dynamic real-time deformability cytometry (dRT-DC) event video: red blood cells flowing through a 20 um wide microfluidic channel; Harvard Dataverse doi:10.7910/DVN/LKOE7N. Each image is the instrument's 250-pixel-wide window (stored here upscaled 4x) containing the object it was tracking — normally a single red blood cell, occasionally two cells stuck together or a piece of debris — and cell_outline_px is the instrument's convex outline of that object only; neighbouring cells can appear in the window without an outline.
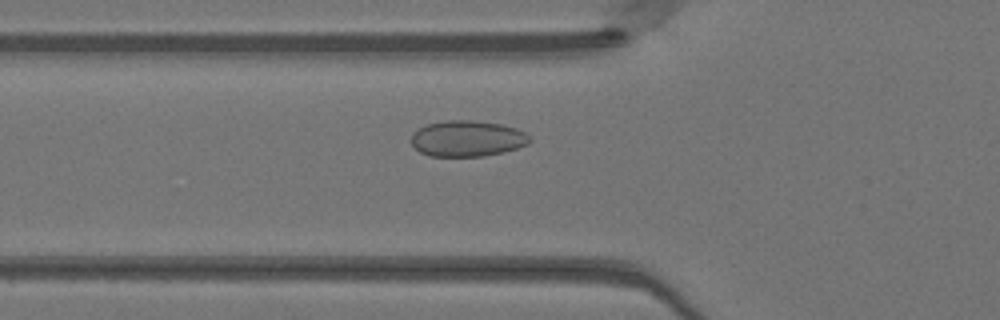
{"species": "Egyptian fruit bat (a non-hibernating species)", "species_latin": "Rousettus aegyptiacus", "temperature_condition": "warm", "stored_images_in_passage": 30, "camera_frame_rate_fps": 3000, "um_per_image_px": 0.085, "animal": {"sex": "female"}, "frame": {"image": 1, "passage_image": 5, "time_ms": 1.333, "image_size_px": [1000, 320], "cell_outline_px": [[532, 140], [528, 144], [516, 148], [484, 156], [428, 156], [420, 152], [412, 144], [412, 132], [428, 124], [448, 120], [472, 120], [500, 124], [516, 128], [524, 132]], "centroid_in_image_um": [39.71, 11.77], "position_along_channel_um": 86.1, "area_um2": 24.62}}
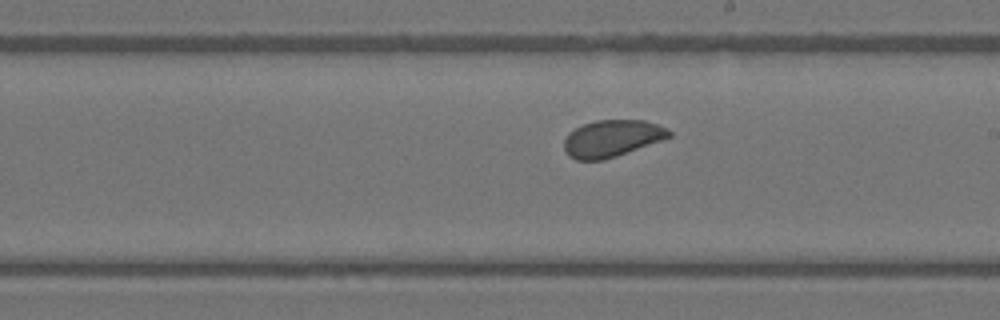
{"frame": {"image": 2, "passage_image": 16, "time_ms": 5.0, "image_size_px": [1000, 320], "cell_outline_px": [[672, 136], [616, 156], [604, 160], [576, 160], [568, 156], [564, 148], [564, 140], [568, 132], [584, 124], [596, 120], [644, 120], [668, 128], [672, 132]], "centroid_in_image_um": [52.0, 11.76], "position_along_channel_um": 237.0, "area_um2": 22.48}}
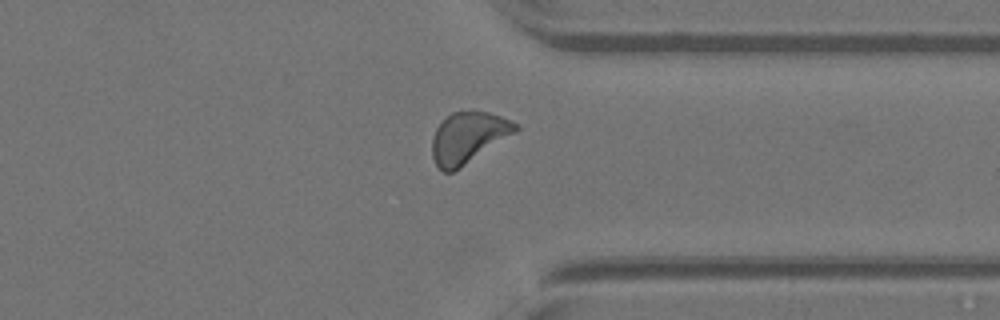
{"frame": {"image": 3, "passage_image": 26, "time_ms": 8.333, "image_size_px": [1000, 320], "cell_outline_px": [[520, 128], [460, 168], [452, 172], [444, 172], [436, 164], [432, 156], [432, 140], [436, 128], [452, 112], [472, 108], [488, 112], [512, 120], [520, 124]], "centroid_in_image_um": [39.8, 11.64], "position_along_channel_um": 371.6, "area_um2": 24.74}, "authors_computed_cell_mechanics": {"area_um2": 23.409, "velocity_mm_per_s": 4.098, "shape_relaxation_time_tau1_ms": 2.9142, "shape_relaxation_time_tau2_ms": 10.7872, "deformation_change_tau1": 0.0414, "deformation_change_tau2": 0.0869}}